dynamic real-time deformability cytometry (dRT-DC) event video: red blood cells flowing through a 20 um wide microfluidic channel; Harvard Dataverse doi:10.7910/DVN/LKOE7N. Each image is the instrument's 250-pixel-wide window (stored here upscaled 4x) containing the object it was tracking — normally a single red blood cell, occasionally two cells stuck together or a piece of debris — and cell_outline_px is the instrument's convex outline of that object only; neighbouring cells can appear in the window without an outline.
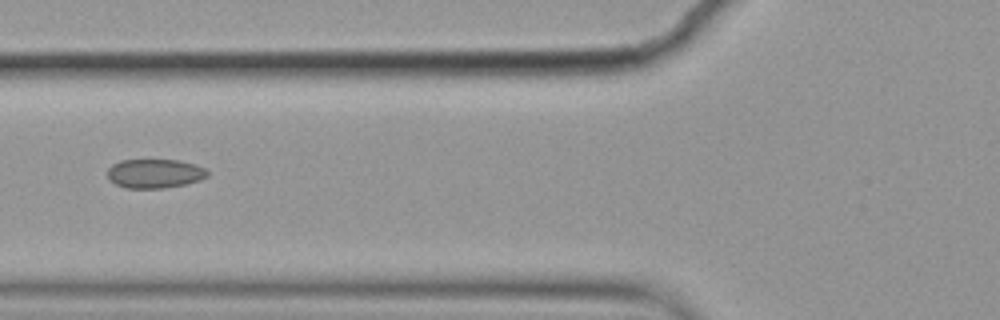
{"species": "common noctule bat (a hibernating species)", "species_latin": "Nyctalus noctula", "temperature_condition": "cold", "stored_images_in_passage": 11, "camera_frame_rate_fps": 3000, "um_per_image_px": 0.085, "animal": {"sex": "female", "body_mass_g": 19.9}, "frame": {"image": 1, "passage_image": 2, "time_ms": 0.333, "image_size_px": [1000, 320], "cell_outline_px": [[208, 176], [200, 180], [184, 184], [164, 188], [124, 188], [108, 180], [108, 168], [112, 164], [120, 160], [176, 160], [196, 164], [204, 168], [208, 172]], "centroid_in_image_um": [13.13, 14.75], "position_along_channel_um": 112.7, "area_um2": 16.99}}
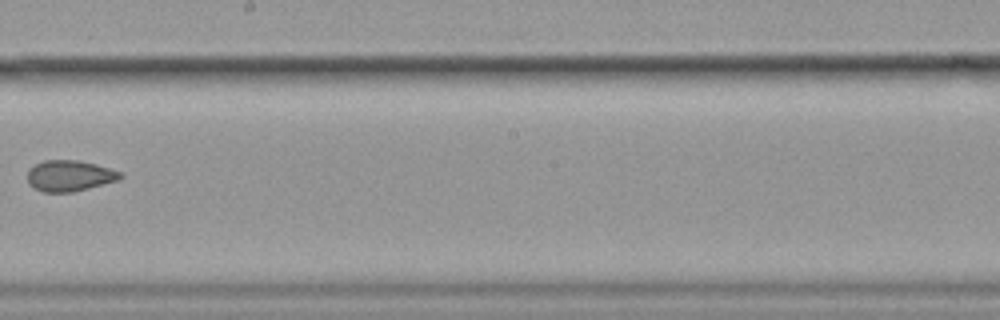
{"frame": {"image": 2, "passage_image": 5, "time_ms": 1.333, "image_size_px": [1000, 320], "cell_outline_px": [[124, 176], [116, 180], [88, 188], [72, 192], [44, 192], [28, 184], [28, 168], [44, 160], [76, 160], [96, 164], [120, 172]], "centroid_in_image_um": [5.88, 14.93], "position_along_channel_um": 242.3, "area_um2": 16.53}}
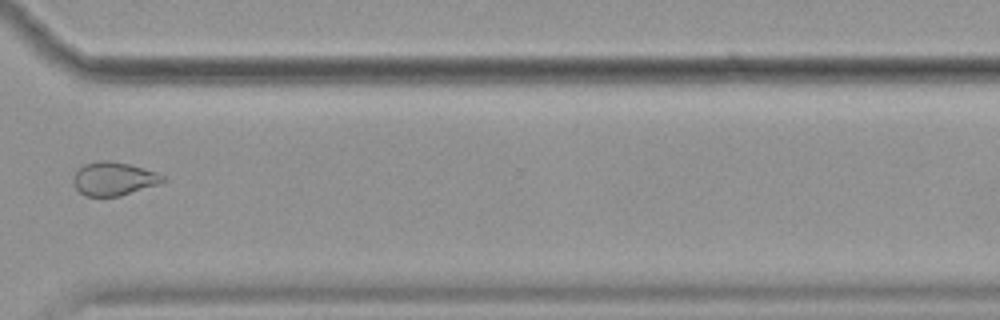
{"frame": {"image": 3, "passage_image": 8, "time_ms": 2.333, "image_size_px": [1000, 320], "cell_outline_px": [[168, 180], [120, 196], [84, 196], [76, 188], [72, 180], [72, 176], [84, 164], [100, 160], [108, 160], [128, 164], [144, 168], [168, 176]], "centroid_in_image_um": [9.67, 15.19], "position_along_channel_um": 360.9, "area_um2": 17.46}}